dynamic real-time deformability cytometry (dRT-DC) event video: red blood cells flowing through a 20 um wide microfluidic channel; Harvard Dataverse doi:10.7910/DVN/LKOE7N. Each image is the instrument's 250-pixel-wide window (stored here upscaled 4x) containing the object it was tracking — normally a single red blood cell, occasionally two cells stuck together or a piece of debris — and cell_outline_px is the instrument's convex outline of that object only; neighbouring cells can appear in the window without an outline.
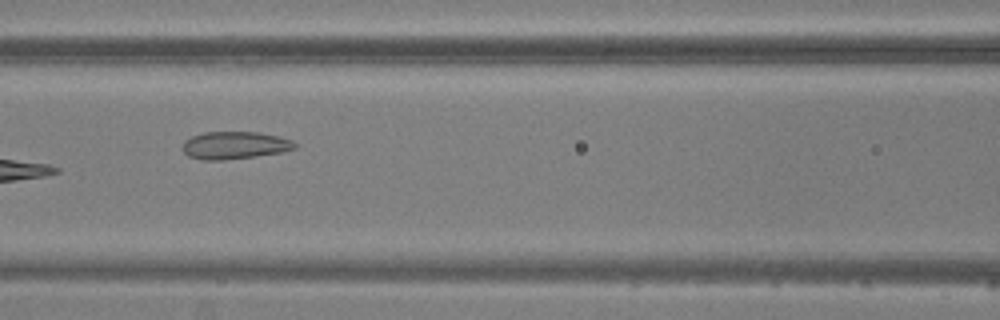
{"species": "common noctule bat (a hibernating species)", "species_latin": "Nyctalus noctula", "temperature_condition": "warm", "stored_images_in_passage": 7, "camera_frame_rate_fps": 3000, "um_per_image_px": 0.085, "animal": {"sex": "male", "body_mass_g": 20.5, "forearm_length_mm": 52.5}, "frame": {"image": 1, "passage_image": 6, "time_ms": 6.0, "image_size_px": [1000, 320], "cell_outline_px": [[296, 148], [284, 152], [256, 156], [224, 160], [204, 160], [188, 156], [184, 152], [184, 140], [192, 136], [204, 132], [256, 132], [280, 136], [292, 140], [296, 144]], "centroid_in_image_um": [19.98, 12.35], "position_along_channel_um": 146.6, "area_um2": 18.03}}
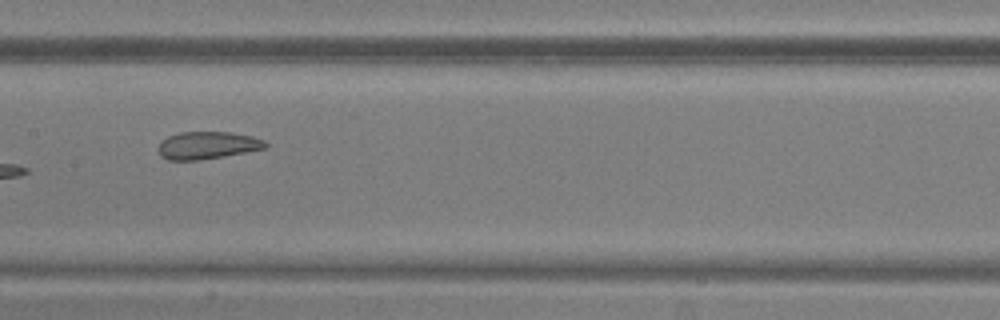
{"frame": {"image": 2, "passage_image": 7, "time_ms": 7.0, "image_size_px": [1000, 320], "cell_outline_px": [[268, 148], [200, 160], [168, 160], [160, 156], [160, 140], [168, 136], [180, 132], [232, 132], [252, 136], [264, 140], [268, 144]], "centroid_in_image_um": [17.65, 12.35], "position_along_channel_um": 189.7, "area_um2": 17.17}}